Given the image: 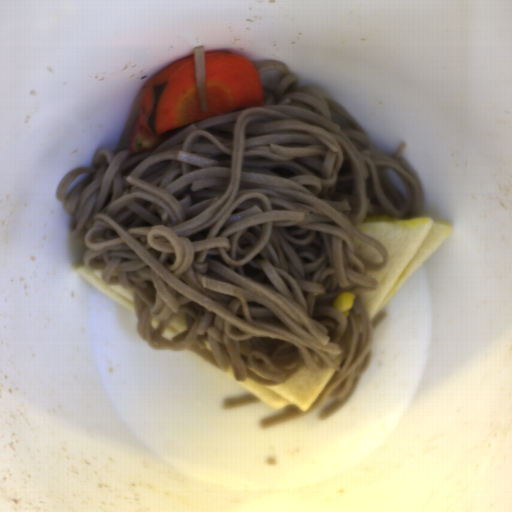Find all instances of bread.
<instances>
[{
    "label": "bread",
    "instance_id": "cb027b5d",
    "mask_svg": "<svg viewBox=\"0 0 512 512\" xmlns=\"http://www.w3.org/2000/svg\"><path fill=\"white\" fill-rule=\"evenodd\" d=\"M334 373V366H328L321 372L301 368L286 382L272 386L257 384L247 378L245 381H236L234 368L230 365L225 374L273 411L284 413L288 405H295L301 412L309 410Z\"/></svg>",
    "mask_w": 512,
    "mask_h": 512
},
{
    "label": "bread",
    "instance_id": "2504dc21",
    "mask_svg": "<svg viewBox=\"0 0 512 512\" xmlns=\"http://www.w3.org/2000/svg\"><path fill=\"white\" fill-rule=\"evenodd\" d=\"M352 245L357 255L366 263L379 265L383 261V255L380 250L371 246L357 235L352 239Z\"/></svg>",
    "mask_w": 512,
    "mask_h": 512
},
{
    "label": "bread",
    "instance_id": "b6be36c0",
    "mask_svg": "<svg viewBox=\"0 0 512 512\" xmlns=\"http://www.w3.org/2000/svg\"><path fill=\"white\" fill-rule=\"evenodd\" d=\"M77 273L101 294L137 317L133 288H121L120 285H107L102 279L100 269H89L84 262L75 265Z\"/></svg>",
    "mask_w": 512,
    "mask_h": 512
},
{
    "label": "bread",
    "instance_id": "8d2b1439",
    "mask_svg": "<svg viewBox=\"0 0 512 512\" xmlns=\"http://www.w3.org/2000/svg\"><path fill=\"white\" fill-rule=\"evenodd\" d=\"M356 227L378 241L388 257L382 271L366 272L376 280V290L359 294L371 320L453 233L451 224L417 215L365 217Z\"/></svg>",
    "mask_w": 512,
    "mask_h": 512
},
{
    "label": "bread",
    "instance_id": "c6332bfd",
    "mask_svg": "<svg viewBox=\"0 0 512 512\" xmlns=\"http://www.w3.org/2000/svg\"><path fill=\"white\" fill-rule=\"evenodd\" d=\"M187 321L184 312H180L169 319L162 334L173 338L186 331Z\"/></svg>",
    "mask_w": 512,
    "mask_h": 512
}]
</instances>
